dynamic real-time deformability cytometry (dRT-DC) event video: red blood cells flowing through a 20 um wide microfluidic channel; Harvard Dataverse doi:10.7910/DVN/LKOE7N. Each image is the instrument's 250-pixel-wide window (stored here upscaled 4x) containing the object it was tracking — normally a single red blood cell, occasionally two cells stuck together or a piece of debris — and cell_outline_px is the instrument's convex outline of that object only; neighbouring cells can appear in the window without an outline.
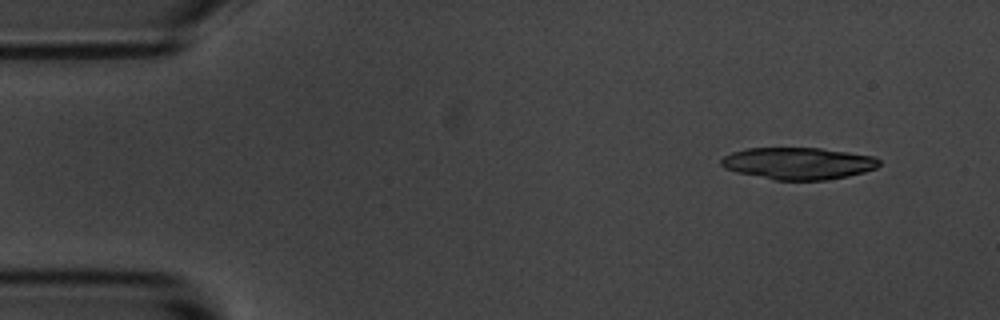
{"species": "common noctule bat (a hibernating species)", "species_latin": "Nyctalus noctula", "temperature_condition": "room temperature", "stored_images_in_passage": 4, "camera_frame_rate_fps": 3000, "um_per_image_px": 0.085, "animal": {"sex": "male", "body_mass_g": 20.1, "forearm_length_mm": 53.5}, "frame": {"image": 1, "passage_image": 1, "time_ms": 0.0, "image_size_px": [1000, 320], "cell_outline_px": [[880, 164], [876, 168], [864, 172], [848, 176], [828, 180], [772, 180], [736, 172], [724, 168], [720, 164], [720, 160], [724, 156], [732, 152], [744, 148], [820, 148], [876, 156], [880, 160]], "centroid_in_image_um": [67.85, 13.89], "position_along_channel_um": 17.2, "area_um2": 29.71}}